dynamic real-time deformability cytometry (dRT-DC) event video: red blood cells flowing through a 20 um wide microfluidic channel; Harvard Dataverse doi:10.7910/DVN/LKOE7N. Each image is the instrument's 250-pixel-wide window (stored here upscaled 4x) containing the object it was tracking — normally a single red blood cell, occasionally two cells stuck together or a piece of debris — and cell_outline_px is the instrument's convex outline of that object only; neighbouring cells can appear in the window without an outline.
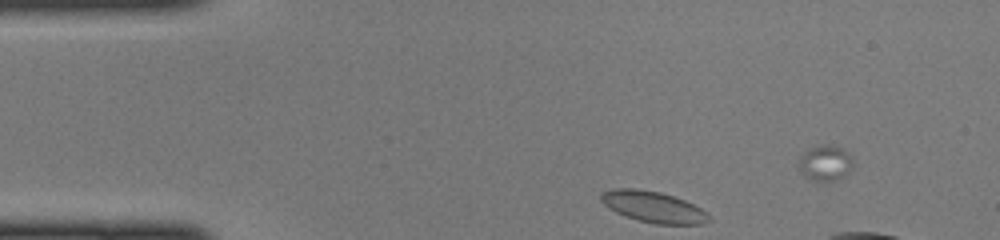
{"species": "common noctule bat (a hibernating species)", "species_latin": "Nyctalus noctula", "temperature_condition": "cold", "stored_images_in_passage": 11, "camera_frame_rate_fps": 3000, "um_per_image_px": 0.085, "animal": {"sex": "female", "body_mass_g": 22.0, "forearm_length_mm": 56.7}, "frame": {"image": 1, "passage_image": 5, "time_ms": 1.333, "image_size_px": [1000, 240], "cell_outline_px": [[712, 220], [700, 224], [656, 224], [636, 220], [624, 216], [608, 208], [600, 200], [600, 196], [604, 192], [616, 188], [636, 188], [660, 192], [684, 200], [700, 208]], "centroid_in_image_um": [55.49, 17.59], "position_along_channel_um": 29.5, "area_um2": 19.42}}